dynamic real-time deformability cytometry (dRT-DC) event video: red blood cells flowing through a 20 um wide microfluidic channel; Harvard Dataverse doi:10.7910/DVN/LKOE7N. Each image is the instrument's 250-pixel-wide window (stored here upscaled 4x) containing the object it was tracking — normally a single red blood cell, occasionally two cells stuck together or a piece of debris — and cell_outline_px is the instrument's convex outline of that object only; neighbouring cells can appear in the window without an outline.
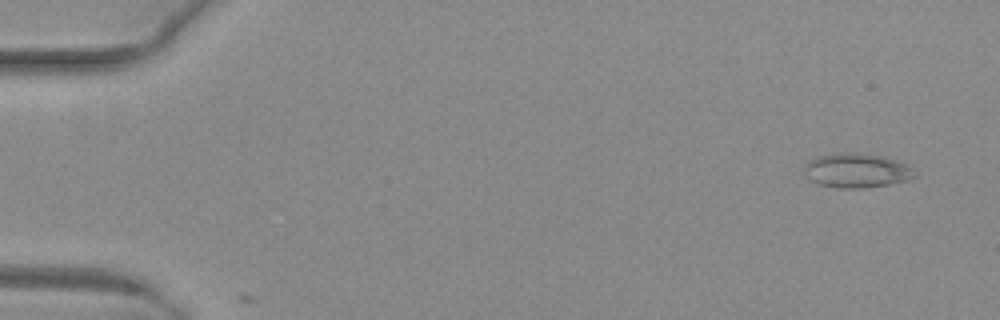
{"species": "common noctule bat (a hibernating species)", "species_latin": "Nyctalus noctula", "temperature_condition": "warm", "stored_images_in_passage": 2, "camera_frame_rate_fps": 3000, "um_per_image_px": 0.085, "animal": {"sex": "female", "body_mass_g": 29.2, "forearm_length_mm": 56.3}, "frame": {"image": 1, "passage_image": 1, "time_ms": 0.0, "image_size_px": [1000, 320], "cell_outline_px": [[916, 176], [908, 180], [868, 188], [840, 188], [820, 184], [804, 176], [804, 164], [808, 160], [820, 156], [844, 152], [860, 152], [880, 156], [904, 164], [912, 168], [916, 172]], "centroid_in_image_um": [72.78, 14.5], "position_along_channel_um": 12.2, "area_um2": 22.02}}